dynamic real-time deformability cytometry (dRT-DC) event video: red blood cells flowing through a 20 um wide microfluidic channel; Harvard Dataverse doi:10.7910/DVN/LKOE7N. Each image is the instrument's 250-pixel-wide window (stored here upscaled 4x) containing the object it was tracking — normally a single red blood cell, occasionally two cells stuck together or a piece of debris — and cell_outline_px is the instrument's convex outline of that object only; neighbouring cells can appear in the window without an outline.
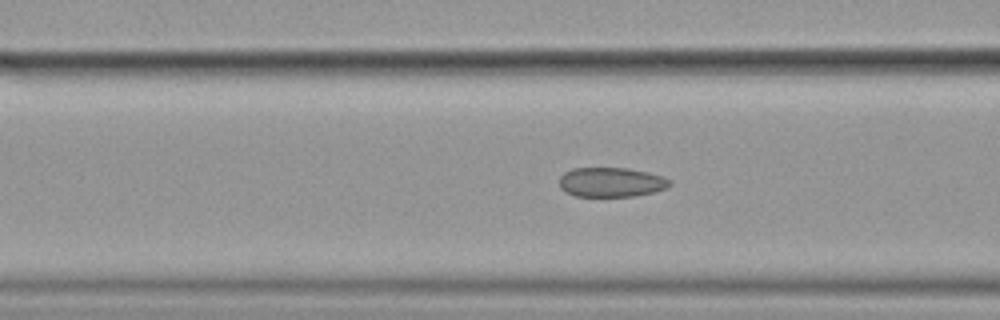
{"species": "common noctule bat (a hibernating species)", "species_latin": "Nyctalus noctula", "temperature_condition": "cold", "stored_images_in_passage": 34, "camera_frame_rate_fps": 3000, "um_per_image_px": 0.085, "animal": {"sex": "female", "body_mass_g": 19.9}, "frame": {"image": 1, "passage_image": 11, "time_ms": 3.333, "image_size_px": [1000, 320], "cell_outline_px": [[672, 184], [668, 188], [636, 196], [576, 196], [564, 192], [560, 188], [560, 176], [564, 172], [572, 168], [628, 168], [648, 172], [672, 180]], "centroid_in_image_um": [51.95, 15.48], "position_along_channel_um": 114.6, "area_um2": 19.13}}
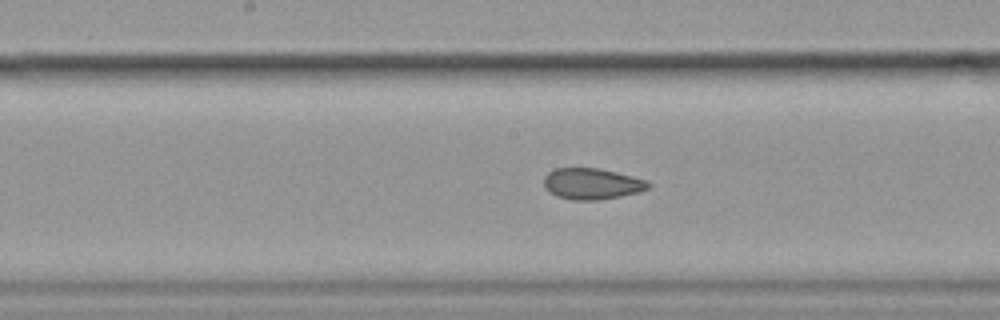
{"frame": {"image": 2, "passage_image": 18, "time_ms": 5.667, "image_size_px": [1000, 320], "cell_outline_px": [[652, 184], [648, 188], [640, 192], [600, 200], [572, 200], [556, 196], [548, 192], [544, 184], [544, 176], [548, 172], [556, 168], [596, 168], [616, 172], [648, 180]], "centroid_in_image_um": [50.31, 15.63], "position_along_channel_um": 197.9, "area_um2": 19.07}}
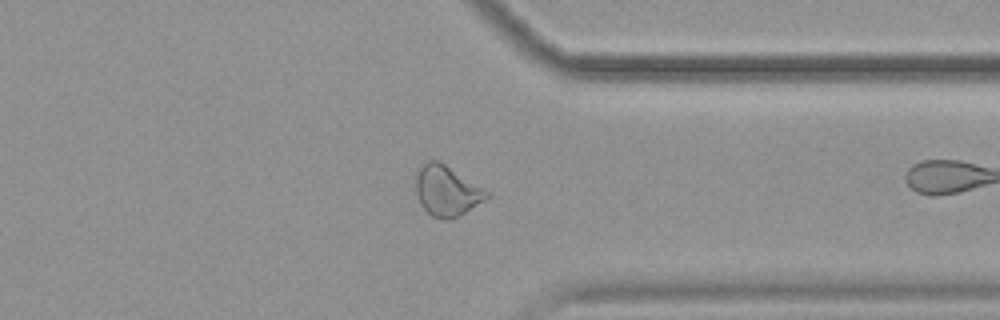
{"frame": {"image": 3, "passage_image": 33, "time_ms": 10.667, "image_size_px": [1000, 320], "cell_outline_px": [[492, 196], [460, 216], [444, 220], [432, 216], [420, 204], [416, 192], [416, 168], [420, 164], [428, 160], [440, 160], [492, 192]], "centroid_in_image_um": [38.01, 16.19], "position_along_channel_um": 373.4, "area_um2": 21.5}}